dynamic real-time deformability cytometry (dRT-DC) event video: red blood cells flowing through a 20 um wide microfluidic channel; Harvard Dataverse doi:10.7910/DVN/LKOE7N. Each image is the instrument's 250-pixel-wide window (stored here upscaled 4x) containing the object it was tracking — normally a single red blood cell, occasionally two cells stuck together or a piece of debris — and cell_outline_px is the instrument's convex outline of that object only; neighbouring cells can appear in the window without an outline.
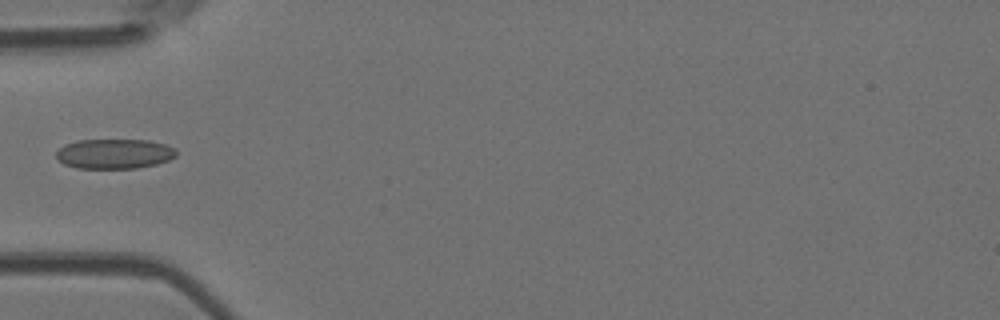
{"species": "Egyptian fruit bat (a non-hibernating species)", "species_latin": "Rousettus aegyptiacus", "temperature_condition": "room temperature", "stored_images_in_passage": 4, "camera_frame_rate_fps": 3000, "um_per_image_px": 0.085, "animal": {"sex": "female"}, "frame": {"image": 1, "passage_image": 4, "time_ms": 3.333, "image_size_px": [1000, 320], "cell_outline_px": [[176, 156], [168, 160], [156, 164], [136, 168], [76, 168], [64, 164], [56, 156], [56, 152], [64, 144], [80, 140], [148, 140], [164, 144], [176, 148]], "centroid_in_image_um": [9.72, 13.07], "position_along_channel_um": 75.3, "area_um2": 20.81}}